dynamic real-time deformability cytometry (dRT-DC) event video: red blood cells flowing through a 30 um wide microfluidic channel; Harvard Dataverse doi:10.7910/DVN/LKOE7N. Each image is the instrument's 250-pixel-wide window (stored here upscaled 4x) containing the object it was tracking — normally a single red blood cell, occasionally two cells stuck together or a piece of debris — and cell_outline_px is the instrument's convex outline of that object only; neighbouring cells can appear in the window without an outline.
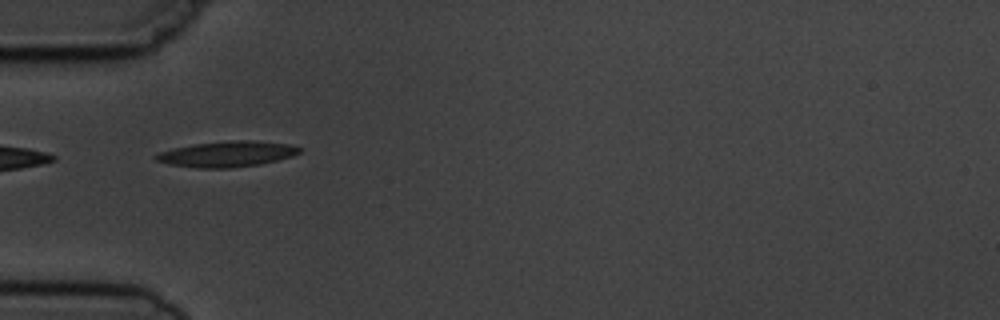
{"species": "common noctule bat (a hibernating species)", "species_latin": "Nyctalus noctula", "temperature_condition": "cold", "stored_images_in_passage": 5, "camera_frame_rate_fps": 3000, "um_per_image_px": 0.085, "animal": {"sex": "male", "body_mass_g": 19.5, "forearm_length_mm": 54.6}, "frame": {"image": 1, "passage_image": 1, "time_ms": 0.0, "image_size_px": [1000, 320], "cell_outline_px": [[300, 152], [292, 156], [260, 164], [232, 168], [196, 168], [168, 164], [156, 160], [156, 156], [160, 152], [176, 148], [196, 144], [228, 140], [252, 140], [288, 144], [300, 148]], "centroid_in_image_um": [19.31, 13.1], "position_along_channel_um": 65.7, "area_um2": 21.21}}
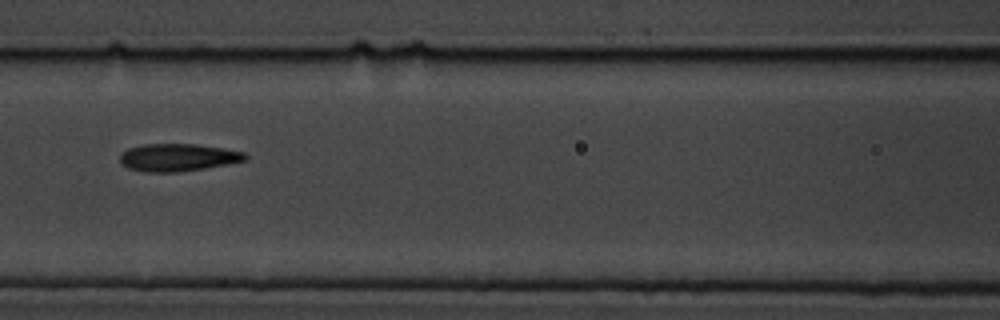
{"frame": {"image": 2, "passage_image": 3, "time_ms": 2.333, "image_size_px": [1000, 320], "cell_outline_px": [[248, 156], [244, 160], [204, 168], [180, 172], [144, 172], [128, 168], [120, 160], [120, 156], [128, 148], [144, 144], [196, 144], [224, 148], [244, 152]], "centroid_in_image_um": [15.11, 13.38], "position_along_channel_um": 151.5, "area_um2": 19.88}}
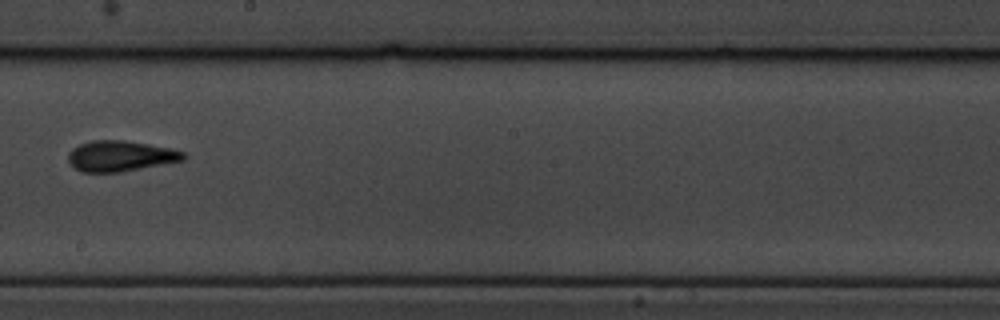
{"frame": {"image": 3, "passage_image": 5, "time_ms": 4.667, "image_size_px": [1000, 320], "cell_outline_px": [[188, 156], [184, 160], [120, 172], [80, 172], [72, 168], [68, 160], [68, 152], [72, 148], [80, 144], [96, 140], [124, 140], [148, 144], [168, 148], [184, 152]], "centroid_in_image_um": [10.19, 13.27], "position_along_channel_um": 238.0, "area_um2": 20.58}}